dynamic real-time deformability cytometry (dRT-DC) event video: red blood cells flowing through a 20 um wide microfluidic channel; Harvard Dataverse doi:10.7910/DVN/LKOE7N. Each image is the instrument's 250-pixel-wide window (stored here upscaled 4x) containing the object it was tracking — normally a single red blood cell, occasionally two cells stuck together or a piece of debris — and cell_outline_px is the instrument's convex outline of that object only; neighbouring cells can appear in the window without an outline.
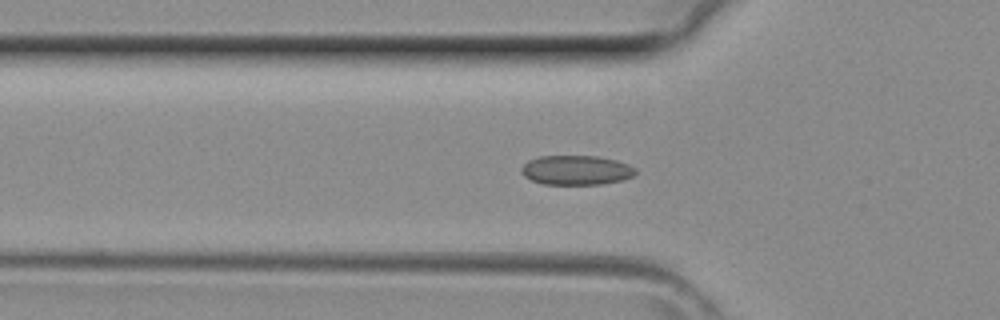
{"species": "common noctule bat (a hibernating species)", "species_latin": "Nyctalus noctula", "temperature_condition": "room temperature", "stored_images_in_passage": 42, "camera_frame_rate_fps": 3000, "um_per_image_px": 0.085, "animal": {"sex": "female", "body_mass_g": 29.2, "forearm_length_mm": 56.3}, "frame": {"image": 1, "passage_image": 14, "time_ms": 4.333, "image_size_px": [1000, 320], "cell_outline_px": [[636, 172], [632, 176], [624, 180], [600, 184], [544, 184], [532, 180], [524, 176], [520, 172], [520, 168], [528, 160], [540, 156], [596, 156], [616, 160], [628, 164], [636, 168]], "centroid_in_image_um": [48.97, 14.46], "position_along_channel_um": 76.8, "area_um2": 19.65}}
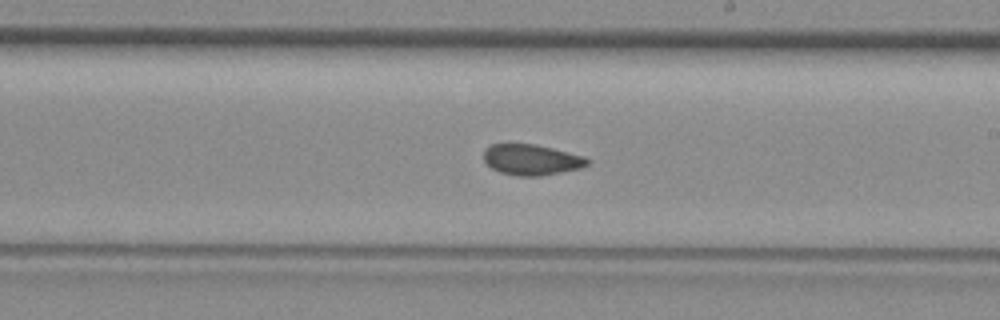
{"frame": {"image": 2, "passage_image": 24, "time_ms": 7.667, "image_size_px": [1000, 320], "cell_outline_px": [[592, 160], [588, 164], [580, 168], [540, 176], [516, 176], [500, 172], [492, 168], [484, 160], [484, 148], [492, 144], [536, 144], [584, 156]], "centroid_in_image_um": [45.18, 13.57], "position_along_channel_um": 243.8, "area_um2": 18.55}}
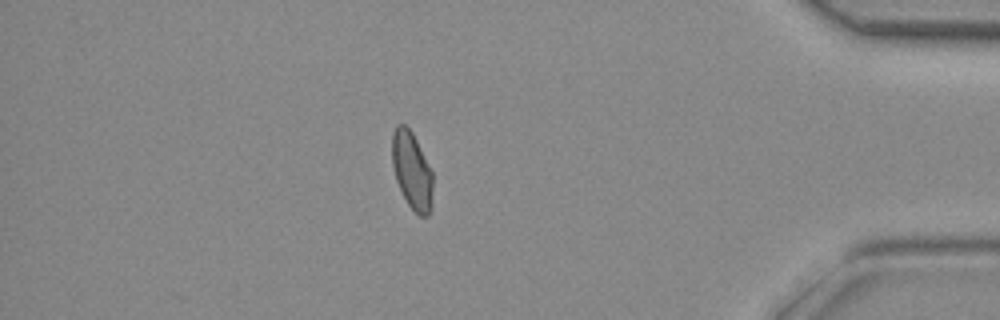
{"frame": {"image": 3, "passage_image": 36, "time_ms": 11.667, "image_size_px": [1000, 320], "cell_outline_px": [[432, 204], [428, 216], [420, 216], [408, 204], [396, 180], [392, 164], [392, 132], [396, 124], [404, 124], [412, 132], [432, 172]], "centroid_in_image_um": [35.0, 14.48], "position_along_channel_um": 400.2, "area_um2": 18.15}}